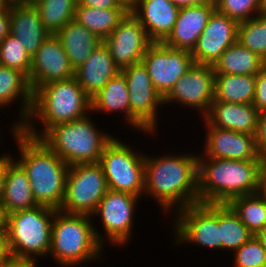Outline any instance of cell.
<instances>
[{
  "label": "cell",
  "instance_id": "obj_1",
  "mask_svg": "<svg viewBox=\"0 0 266 267\" xmlns=\"http://www.w3.org/2000/svg\"><path fill=\"white\" fill-rule=\"evenodd\" d=\"M194 155L145 156L143 195L156 199L164 213L198 203V155Z\"/></svg>",
  "mask_w": 266,
  "mask_h": 267
},
{
  "label": "cell",
  "instance_id": "obj_2",
  "mask_svg": "<svg viewBox=\"0 0 266 267\" xmlns=\"http://www.w3.org/2000/svg\"><path fill=\"white\" fill-rule=\"evenodd\" d=\"M11 129L20 154L16 161L27 173L37 205L60 210L69 165L41 139L27 135L20 128L12 126Z\"/></svg>",
  "mask_w": 266,
  "mask_h": 267
},
{
  "label": "cell",
  "instance_id": "obj_3",
  "mask_svg": "<svg viewBox=\"0 0 266 267\" xmlns=\"http://www.w3.org/2000/svg\"><path fill=\"white\" fill-rule=\"evenodd\" d=\"M262 162L198 157V203L228 204L256 193Z\"/></svg>",
  "mask_w": 266,
  "mask_h": 267
},
{
  "label": "cell",
  "instance_id": "obj_4",
  "mask_svg": "<svg viewBox=\"0 0 266 267\" xmlns=\"http://www.w3.org/2000/svg\"><path fill=\"white\" fill-rule=\"evenodd\" d=\"M87 112H91V98L75 77L50 82L33 91L30 115L20 129L29 136L40 138L50 127L85 117ZM34 119L42 124L41 131L36 129Z\"/></svg>",
  "mask_w": 266,
  "mask_h": 267
},
{
  "label": "cell",
  "instance_id": "obj_5",
  "mask_svg": "<svg viewBox=\"0 0 266 267\" xmlns=\"http://www.w3.org/2000/svg\"><path fill=\"white\" fill-rule=\"evenodd\" d=\"M91 215L55 210L52 221L51 249L48 255L62 267L95 261L104 250L102 234Z\"/></svg>",
  "mask_w": 266,
  "mask_h": 267
},
{
  "label": "cell",
  "instance_id": "obj_6",
  "mask_svg": "<svg viewBox=\"0 0 266 267\" xmlns=\"http://www.w3.org/2000/svg\"><path fill=\"white\" fill-rule=\"evenodd\" d=\"M101 131L86 115L50 127L39 139L69 166L98 163L105 146L114 138Z\"/></svg>",
  "mask_w": 266,
  "mask_h": 267
},
{
  "label": "cell",
  "instance_id": "obj_7",
  "mask_svg": "<svg viewBox=\"0 0 266 267\" xmlns=\"http://www.w3.org/2000/svg\"><path fill=\"white\" fill-rule=\"evenodd\" d=\"M54 214L55 209L37 205L5 216L3 224L10 254L29 259L48 256Z\"/></svg>",
  "mask_w": 266,
  "mask_h": 267
},
{
  "label": "cell",
  "instance_id": "obj_8",
  "mask_svg": "<svg viewBox=\"0 0 266 267\" xmlns=\"http://www.w3.org/2000/svg\"><path fill=\"white\" fill-rule=\"evenodd\" d=\"M113 138L100 157L108 189L143 196L145 188V154Z\"/></svg>",
  "mask_w": 266,
  "mask_h": 267
},
{
  "label": "cell",
  "instance_id": "obj_9",
  "mask_svg": "<svg viewBox=\"0 0 266 267\" xmlns=\"http://www.w3.org/2000/svg\"><path fill=\"white\" fill-rule=\"evenodd\" d=\"M108 190L106 177L99 163L69 166L65 198L60 210L92 216Z\"/></svg>",
  "mask_w": 266,
  "mask_h": 267
},
{
  "label": "cell",
  "instance_id": "obj_10",
  "mask_svg": "<svg viewBox=\"0 0 266 267\" xmlns=\"http://www.w3.org/2000/svg\"><path fill=\"white\" fill-rule=\"evenodd\" d=\"M174 213L175 245L194 243L209 249H222L219 204L196 203Z\"/></svg>",
  "mask_w": 266,
  "mask_h": 267
},
{
  "label": "cell",
  "instance_id": "obj_11",
  "mask_svg": "<svg viewBox=\"0 0 266 267\" xmlns=\"http://www.w3.org/2000/svg\"><path fill=\"white\" fill-rule=\"evenodd\" d=\"M128 85L130 101V127L144 134H152L157 129L158 108L163 105V97L156 91L148 71L142 62L130 65L120 71Z\"/></svg>",
  "mask_w": 266,
  "mask_h": 267
},
{
  "label": "cell",
  "instance_id": "obj_12",
  "mask_svg": "<svg viewBox=\"0 0 266 267\" xmlns=\"http://www.w3.org/2000/svg\"><path fill=\"white\" fill-rule=\"evenodd\" d=\"M140 197L127 192L109 189L100 200L96 211L92 216H101V224L105 234L102 237V246L105 239L110 244L124 246L131 239L132 228L134 229V217L137 201ZM105 238V239H104Z\"/></svg>",
  "mask_w": 266,
  "mask_h": 267
},
{
  "label": "cell",
  "instance_id": "obj_13",
  "mask_svg": "<svg viewBox=\"0 0 266 267\" xmlns=\"http://www.w3.org/2000/svg\"><path fill=\"white\" fill-rule=\"evenodd\" d=\"M141 62L146 67L156 91L164 98L175 83L195 63L191 52L153 42Z\"/></svg>",
  "mask_w": 266,
  "mask_h": 267
},
{
  "label": "cell",
  "instance_id": "obj_14",
  "mask_svg": "<svg viewBox=\"0 0 266 267\" xmlns=\"http://www.w3.org/2000/svg\"><path fill=\"white\" fill-rule=\"evenodd\" d=\"M214 87L213 66L194 63L163 98V102L169 105L175 102L192 110L198 109L204 117L214 101Z\"/></svg>",
  "mask_w": 266,
  "mask_h": 267
},
{
  "label": "cell",
  "instance_id": "obj_15",
  "mask_svg": "<svg viewBox=\"0 0 266 267\" xmlns=\"http://www.w3.org/2000/svg\"><path fill=\"white\" fill-rule=\"evenodd\" d=\"M103 43L109 49L116 66L122 70L140 63L153 41L139 20L128 12Z\"/></svg>",
  "mask_w": 266,
  "mask_h": 267
},
{
  "label": "cell",
  "instance_id": "obj_16",
  "mask_svg": "<svg viewBox=\"0 0 266 267\" xmlns=\"http://www.w3.org/2000/svg\"><path fill=\"white\" fill-rule=\"evenodd\" d=\"M75 77L69 57L56 35L49 34L31 57L28 82L32 91L50 82Z\"/></svg>",
  "mask_w": 266,
  "mask_h": 267
},
{
  "label": "cell",
  "instance_id": "obj_17",
  "mask_svg": "<svg viewBox=\"0 0 266 267\" xmlns=\"http://www.w3.org/2000/svg\"><path fill=\"white\" fill-rule=\"evenodd\" d=\"M238 25L215 9L191 52L194 62L213 66L222 53L237 42Z\"/></svg>",
  "mask_w": 266,
  "mask_h": 267
},
{
  "label": "cell",
  "instance_id": "obj_18",
  "mask_svg": "<svg viewBox=\"0 0 266 267\" xmlns=\"http://www.w3.org/2000/svg\"><path fill=\"white\" fill-rule=\"evenodd\" d=\"M207 126L205 149L198 157L233 160H263L256 146L255 135L240 133L229 129Z\"/></svg>",
  "mask_w": 266,
  "mask_h": 267
},
{
  "label": "cell",
  "instance_id": "obj_19",
  "mask_svg": "<svg viewBox=\"0 0 266 267\" xmlns=\"http://www.w3.org/2000/svg\"><path fill=\"white\" fill-rule=\"evenodd\" d=\"M214 10V0L197 6L181 7L172 31L162 43L167 47L192 52Z\"/></svg>",
  "mask_w": 266,
  "mask_h": 267
},
{
  "label": "cell",
  "instance_id": "obj_20",
  "mask_svg": "<svg viewBox=\"0 0 266 267\" xmlns=\"http://www.w3.org/2000/svg\"><path fill=\"white\" fill-rule=\"evenodd\" d=\"M10 33L20 39L31 57L49 35L31 2H10Z\"/></svg>",
  "mask_w": 266,
  "mask_h": 267
},
{
  "label": "cell",
  "instance_id": "obj_21",
  "mask_svg": "<svg viewBox=\"0 0 266 267\" xmlns=\"http://www.w3.org/2000/svg\"><path fill=\"white\" fill-rule=\"evenodd\" d=\"M5 180L0 204L2 218L37 206L26 171L12 156L4 165Z\"/></svg>",
  "mask_w": 266,
  "mask_h": 267
},
{
  "label": "cell",
  "instance_id": "obj_22",
  "mask_svg": "<svg viewBox=\"0 0 266 267\" xmlns=\"http://www.w3.org/2000/svg\"><path fill=\"white\" fill-rule=\"evenodd\" d=\"M258 116L253 104L213 101L203 119L213 127L255 135Z\"/></svg>",
  "mask_w": 266,
  "mask_h": 267
},
{
  "label": "cell",
  "instance_id": "obj_23",
  "mask_svg": "<svg viewBox=\"0 0 266 267\" xmlns=\"http://www.w3.org/2000/svg\"><path fill=\"white\" fill-rule=\"evenodd\" d=\"M179 9L168 0H139L131 13L153 42H162L172 31Z\"/></svg>",
  "mask_w": 266,
  "mask_h": 267
},
{
  "label": "cell",
  "instance_id": "obj_24",
  "mask_svg": "<svg viewBox=\"0 0 266 267\" xmlns=\"http://www.w3.org/2000/svg\"><path fill=\"white\" fill-rule=\"evenodd\" d=\"M120 71L102 41L86 61L75 70V78L84 92L92 98Z\"/></svg>",
  "mask_w": 266,
  "mask_h": 267
},
{
  "label": "cell",
  "instance_id": "obj_25",
  "mask_svg": "<svg viewBox=\"0 0 266 267\" xmlns=\"http://www.w3.org/2000/svg\"><path fill=\"white\" fill-rule=\"evenodd\" d=\"M22 99L20 105V120L18 119L14 127L21 128L27 121L32 105L33 91L30 88L28 78L20 71L0 65V107H9L12 102Z\"/></svg>",
  "mask_w": 266,
  "mask_h": 267
},
{
  "label": "cell",
  "instance_id": "obj_26",
  "mask_svg": "<svg viewBox=\"0 0 266 267\" xmlns=\"http://www.w3.org/2000/svg\"><path fill=\"white\" fill-rule=\"evenodd\" d=\"M56 36L61 41L74 71L86 61L89 55L102 42L99 37L87 30L75 19L64 25Z\"/></svg>",
  "mask_w": 266,
  "mask_h": 267
},
{
  "label": "cell",
  "instance_id": "obj_27",
  "mask_svg": "<svg viewBox=\"0 0 266 267\" xmlns=\"http://www.w3.org/2000/svg\"><path fill=\"white\" fill-rule=\"evenodd\" d=\"M91 111L103 113L123 112L124 121L130 125V101L125 76L119 72L91 98Z\"/></svg>",
  "mask_w": 266,
  "mask_h": 267
},
{
  "label": "cell",
  "instance_id": "obj_28",
  "mask_svg": "<svg viewBox=\"0 0 266 267\" xmlns=\"http://www.w3.org/2000/svg\"><path fill=\"white\" fill-rule=\"evenodd\" d=\"M266 66V61L238 41L228 47L214 63L215 74L256 75Z\"/></svg>",
  "mask_w": 266,
  "mask_h": 267
},
{
  "label": "cell",
  "instance_id": "obj_29",
  "mask_svg": "<svg viewBox=\"0 0 266 267\" xmlns=\"http://www.w3.org/2000/svg\"><path fill=\"white\" fill-rule=\"evenodd\" d=\"M256 75L215 74L214 101L252 104Z\"/></svg>",
  "mask_w": 266,
  "mask_h": 267
},
{
  "label": "cell",
  "instance_id": "obj_30",
  "mask_svg": "<svg viewBox=\"0 0 266 267\" xmlns=\"http://www.w3.org/2000/svg\"><path fill=\"white\" fill-rule=\"evenodd\" d=\"M127 13L125 8H92L77 3L74 19L103 41Z\"/></svg>",
  "mask_w": 266,
  "mask_h": 267
},
{
  "label": "cell",
  "instance_id": "obj_31",
  "mask_svg": "<svg viewBox=\"0 0 266 267\" xmlns=\"http://www.w3.org/2000/svg\"><path fill=\"white\" fill-rule=\"evenodd\" d=\"M31 3L38 10L46 31L56 35L74 19L78 0H32Z\"/></svg>",
  "mask_w": 266,
  "mask_h": 267
},
{
  "label": "cell",
  "instance_id": "obj_32",
  "mask_svg": "<svg viewBox=\"0 0 266 267\" xmlns=\"http://www.w3.org/2000/svg\"><path fill=\"white\" fill-rule=\"evenodd\" d=\"M219 227L222 251L234 252L253 236L228 204H219Z\"/></svg>",
  "mask_w": 266,
  "mask_h": 267
},
{
  "label": "cell",
  "instance_id": "obj_33",
  "mask_svg": "<svg viewBox=\"0 0 266 267\" xmlns=\"http://www.w3.org/2000/svg\"><path fill=\"white\" fill-rule=\"evenodd\" d=\"M228 205L253 235L266 226V201L257 193L233 198Z\"/></svg>",
  "mask_w": 266,
  "mask_h": 267
},
{
  "label": "cell",
  "instance_id": "obj_34",
  "mask_svg": "<svg viewBox=\"0 0 266 267\" xmlns=\"http://www.w3.org/2000/svg\"><path fill=\"white\" fill-rule=\"evenodd\" d=\"M237 41L266 61V14L240 22Z\"/></svg>",
  "mask_w": 266,
  "mask_h": 267
},
{
  "label": "cell",
  "instance_id": "obj_35",
  "mask_svg": "<svg viewBox=\"0 0 266 267\" xmlns=\"http://www.w3.org/2000/svg\"><path fill=\"white\" fill-rule=\"evenodd\" d=\"M0 65L22 72L27 78L31 68V56L20 39L9 33L0 42Z\"/></svg>",
  "mask_w": 266,
  "mask_h": 267
},
{
  "label": "cell",
  "instance_id": "obj_36",
  "mask_svg": "<svg viewBox=\"0 0 266 267\" xmlns=\"http://www.w3.org/2000/svg\"><path fill=\"white\" fill-rule=\"evenodd\" d=\"M215 9L238 23L264 13L263 0H214Z\"/></svg>",
  "mask_w": 266,
  "mask_h": 267
},
{
  "label": "cell",
  "instance_id": "obj_37",
  "mask_svg": "<svg viewBox=\"0 0 266 267\" xmlns=\"http://www.w3.org/2000/svg\"><path fill=\"white\" fill-rule=\"evenodd\" d=\"M234 252L233 267H266V249L256 235Z\"/></svg>",
  "mask_w": 266,
  "mask_h": 267
},
{
  "label": "cell",
  "instance_id": "obj_38",
  "mask_svg": "<svg viewBox=\"0 0 266 267\" xmlns=\"http://www.w3.org/2000/svg\"><path fill=\"white\" fill-rule=\"evenodd\" d=\"M254 107L259 111H266V66L256 74Z\"/></svg>",
  "mask_w": 266,
  "mask_h": 267
},
{
  "label": "cell",
  "instance_id": "obj_39",
  "mask_svg": "<svg viewBox=\"0 0 266 267\" xmlns=\"http://www.w3.org/2000/svg\"><path fill=\"white\" fill-rule=\"evenodd\" d=\"M255 140L259 153L266 158V111L259 112Z\"/></svg>",
  "mask_w": 266,
  "mask_h": 267
},
{
  "label": "cell",
  "instance_id": "obj_40",
  "mask_svg": "<svg viewBox=\"0 0 266 267\" xmlns=\"http://www.w3.org/2000/svg\"><path fill=\"white\" fill-rule=\"evenodd\" d=\"M10 33V2L0 8V42Z\"/></svg>",
  "mask_w": 266,
  "mask_h": 267
},
{
  "label": "cell",
  "instance_id": "obj_41",
  "mask_svg": "<svg viewBox=\"0 0 266 267\" xmlns=\"http://www.w3.org/2000/svg\"><path fill=\"white\" fill-rule=\"evenodd\" d=\"M78 4L92 8H124L116 0H78Z\"/></svg>",
  "mask_w": 266,
  "mask_h": 267
},
{
  "label": "cell",
  "instance_id": "obj_42",
  "mask_svg": "<svg viewBox=\"0 0 266 267\" xmlns=\"http://www.w3.org/2000/svg\"><path fill=\"white\" fill-rule=\"evenodd\" d=\"M35 263H37L36 259L20 258L11 255L0 264V267H36Z\"/></svg>",
  "mask_w": 266,
  "mask_h": 267
},
{
  "label": "cell",
  "instance_id": "obj_43",
  "mask_svg": "<svg viewBox=\"0 0 266 267\" xmlns=\"http://www.w3.org/2000/svg\"><path fill=\"white\" fill-rule=\"evenodd\" d=\"M11 256L8 248L7 232L4 224L0 226V264Z\"/></svg>",
  "mask_w": 266,
  "mask_h": 267
},
{
  "label": "cell",
  "instance_id": "obj_44",
  "mask_svg": "<svg viewBox=\"0 0 266 267\" xmlns=\"http://www.w3.org/2000/svg\"><path fill=\"white\" fill-rule=\"evenodd\" d=\"M256 193L266 201V158L261 164Z\"/></svg>",
  "mask_w": 266,
  "mask_h": 267
},
{
  "label": "cell",
  "instance_id": "obj_45",
  "mask_svg": "<svg viewBox=\"0 0 266 267\" xmlns=\"http://www.w3.org/2000/svg\"><path fill=\"white\" fill-rule=\"evenodd\" d=\"M168 1L181 8V7L201 5L211 0H168Z\"/></svg>",
  "mask_w": 266,
  "mask_h": 267
},
{
  "label": "cell",
  "instance_id": "obj_46",
  "mask_svg": "<svg viewBox=\"0 0 266 267\" xmlns=\"http://www.w3.org/2000/svg\"><path fill=\"white\" fill-rule=\"evenodd\" d=\"M119 5L123 6L128 12H131L136 5L138 4L139 0H116Z\"/></svg>",
  "mask_w": 266,
  "mask_h": 267
},
{
  "label": "cell",
  "instance_id": "obj_47",
  "mask_svg": "<svg viewBox=\"0 0 266 267\" xmlns=\"http://www.w3.org/2000/svg\"><path fill=\"white\" fill-rule=\"evenodd\" d=\"M256 237L261 241L262 246L266 249V226L256 234Z\"/></svg>",
  "mask_w": 266,
  "mask_h": 267
},
{
  "label": "cell",
  "instance_id": "obj_48",
  "mask_svg": "<svg viewBox=\"0 0 266 267\" xmlns=\"http://www.w3.org/2000/svg\"><path fill=\"white\" fill-rule=\"evenodd\" d=\"M4 180H5V170L3 168L0 171V204H1L2 197H3Z\"/></svg>",
  "mask_w": 266,
  "mask_h": 267
},
{
  "label": "cell",
  "instance_id": "obj_49",
  "mask_svg": "<svg viewBox=\"0 0 266 267\" xmlns=\"http://www.w3.org/2000/svg\"><path fill=\"white\" fill-rule=\"evenodd\" d=\"M7 153L1 154L0 156V171L4 168L5 163L10 159L12 155H6Z\"/></svg>",
  "mask_w": 266,
  "mask_h": 267
},
{
  "label": "cell",
  "instance_id": "obj_50",
  "mask_svg": "<svg viewBox=\"0 0 266 267\" xmlns=\"http://www.w3.org/2000/svg\"><path fill=\"white\" fill-rule=\"evenodd\" d=\"M9 2V0H0V8L5 7Z\"/></svg>",
  "mask_w": 266,
  "mask_h": 267
},
{
  "label": "cell",
  "instance_id": "obj_51",
  "mask_svg": "<svg viewBox=\"0 0 266 267\" xmlns=\"http://www.w3.org/2000/svg\"><path fill=\"white\" fill-rule=\"evenodd\" d=\"M10 2H31L32 0H9Z\"/></svg>",
  "mask_w": 266,
  "mask_h": 267
},
{
  "label": "cell",
  "instance_id": "obj_52",
  "mask_svg": "<svg viewBox=\"0 0 266 267\" xmlns=\"http://www.w3.org/2000/svg\"><path fill=\"white\" fill-rule=\"evenodd\" d=\"M263 10H264V13L266 14V0H263Z\"/></svg>",
  "mask_w": 266,
  "mask_h": 267
},
{
  "label": "cell",
  "instance_id": "obj_53",
  "mask_svg": "<svg viewBox=\"0 0 266 267\" xmlns=\"http://www.w3.org/2000/svg\"><path fill=\"white\" fill-rule=\"evenodd\" d=\"M3 224V218L1 216V213H0V226Z\"/></svg>",
  "mask_w": 266,
  "mask_h": 267
}]
</instances>
